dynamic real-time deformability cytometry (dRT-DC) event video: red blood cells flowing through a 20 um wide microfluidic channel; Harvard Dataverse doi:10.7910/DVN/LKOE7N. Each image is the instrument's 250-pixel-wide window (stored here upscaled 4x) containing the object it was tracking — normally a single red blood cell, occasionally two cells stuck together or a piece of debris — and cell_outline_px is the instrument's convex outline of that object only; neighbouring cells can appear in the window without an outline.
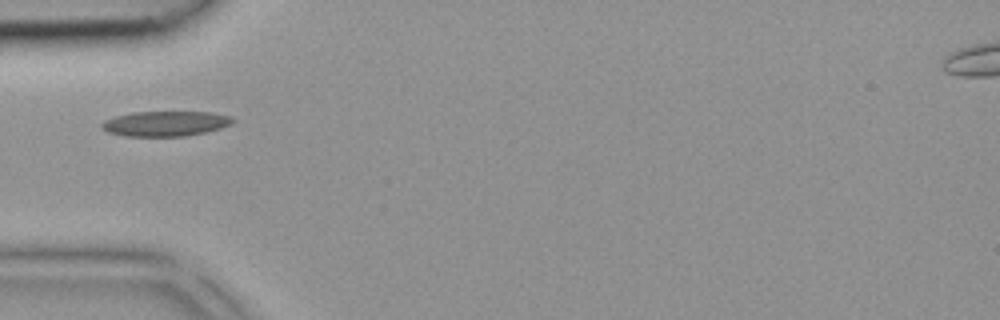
{"species": "common noctule bat (a hibernating species)", "species_latin": "Nyctalus noctula", "temperature_condition": "room temperature", "stored_images_in_passage": 20, "camera_frame_rate_fps": 3000, "um_per_image_px": 0.085, "animal": {"sex": "female", "body_mass_g": 18.4}, "frame": {"image": 1, "passage_image": 1, "time_ms": 0.0, "image_size_px": [1000, 320], "cell_outline_px": [[236, 120], [232, 124], [220, 128], [204, 132], [184, 136], [124, 136], [108, 132], [100, 128], [100, 124], [104, 120], [116, 116], [132, 112], [212, 112], [232, 116]], "centroid_in_image_um": [14.06, 10.5], "position_along_channel_um": 70.9, "area_um2": 19.25}}